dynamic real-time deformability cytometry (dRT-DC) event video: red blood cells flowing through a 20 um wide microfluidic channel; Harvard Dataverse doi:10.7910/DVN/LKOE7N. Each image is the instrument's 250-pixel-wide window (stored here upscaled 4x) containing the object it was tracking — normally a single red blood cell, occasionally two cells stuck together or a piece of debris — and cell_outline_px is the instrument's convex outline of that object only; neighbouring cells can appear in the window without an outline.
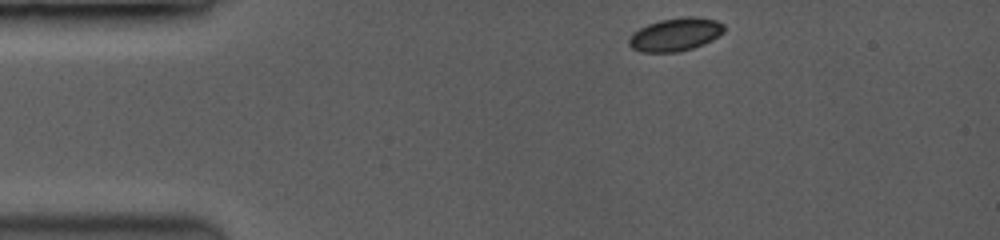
{"species": "common noctule bat (a hibernating species)", "species_latin": "Nyctalus noctula", "temperature_condition": "room temperature", "stored_images_in_passage": 28, "camera_frame_rate_fps": 3500, "um_per_image_px": 0.085, "animal": {"sex": "female", "body_mass_g": 19.0, "forearm_length_mm": 53.3}, "frame": {"image": 1, "passage_image": 1, "time_ms": 0.0, "image_size_px": [1000, 240], "cell_outline_px": [[724, 32], [692, 48], [676, 52], [644, 52], [632, 48], [628, 44], [628, 40], [640, 28], [648, 24], [660, 20], [716, 20], [724, 24]], "centroid_in_image_um": [57.34, 2.99], "position_along_channel_um": 27.7, "area_um2": 16.99}}
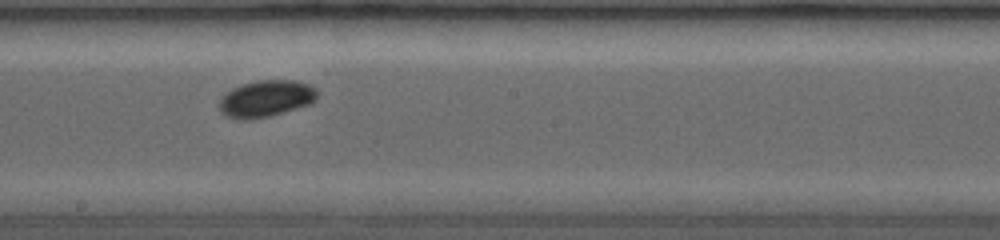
{"frame": {"image": 2, "passage_image": 12, "time_ms": 6.286, "image_size_px": [1000, 240], "cell_outline_px": [[316, 100], [308, 104], [268, 116], [228, 116], [220, 108], [220, 100], [232, 88], [256, 80], [296, 80], [308, 84], [316, 88]], "centroid_in_image_um": [22.69, 8.31], "position_along_channel_um": 225.5, "area_um2": 19.77}}
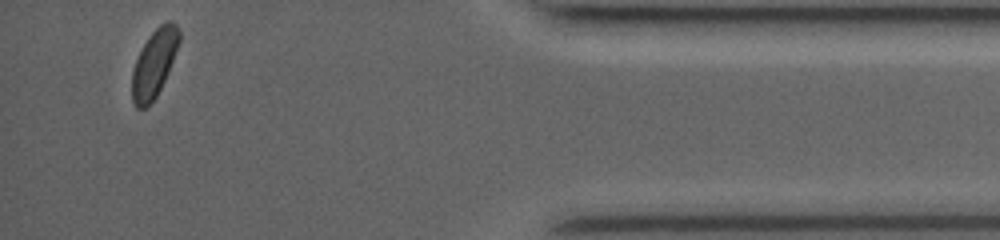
{"frame": {"image": 3, "passage_image": 28, "time_ms": 12.0, "image_size_px": [1000, 240], "cell_outline_px": [[180, 40], [168, 72], [156, 96], [144, 108], [136, 108], [132, 100], [132, 72], [136, 60], [148, 36], [160, 24], [168, 20], [172, 20], [176, 24], [180, 32]], "centroid_in_image_um": [13.11, 5.35], "position_along_channel_um": 422.1, "area_um2": 18.26}, "authors_computed_cell_mechanics": {"area_um2": 18.9584, "velocity_mm_per_s": 4.1223, "shape_relaxation_time_tau1_ms": 4.0284, "shape_relaxation_time_tau2_ms": null, "deformation_change_tau1": 0.0572, "deformation_change_tau2": null}}